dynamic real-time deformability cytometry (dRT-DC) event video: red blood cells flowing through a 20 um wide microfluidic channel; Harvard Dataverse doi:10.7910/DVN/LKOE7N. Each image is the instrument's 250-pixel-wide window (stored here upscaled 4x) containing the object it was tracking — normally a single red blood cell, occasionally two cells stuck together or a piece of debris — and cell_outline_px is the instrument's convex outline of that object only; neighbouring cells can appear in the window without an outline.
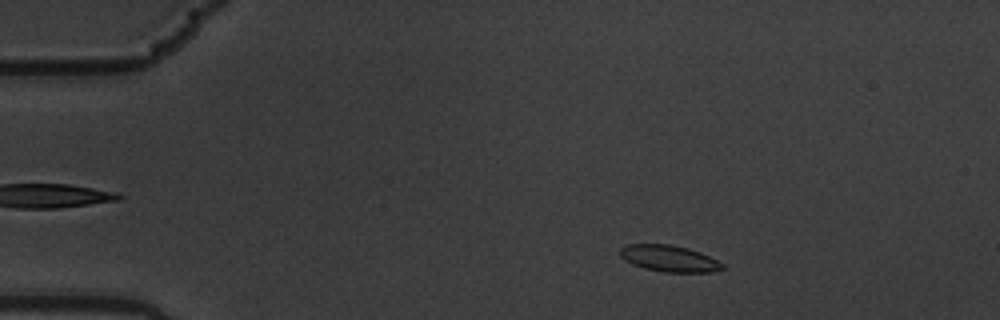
{"species": "common noctule bat (a hibernating species)", "species_latin": "Nyctalus noctula", "temperature_condition": "warm", "stored_images_in_passage": 56, "camera_frame_rate_fps": 3000, "um_per_image_px": 0.085, "animal": {"sex": "male", "body_mass_g": 19.5, "forearm_length_mm": 54.6}, "frame": {"image": 1, "passage_image": 9, "time_ms": 2.667, "image_size_px": [1000, 320], "cell_outline_px": [[728, 268], [712, 272], [664, 272], [644, 268], [632, 264], [624, 260], [620, 256], [620, 248], [624, 244], [668, 244], [688, 248], [700, 252], [724, 264]], "centroid_in_image_um": [56.88, 21.97], "position_along_channel_um": 28.1, "area_um2": 15.9}}
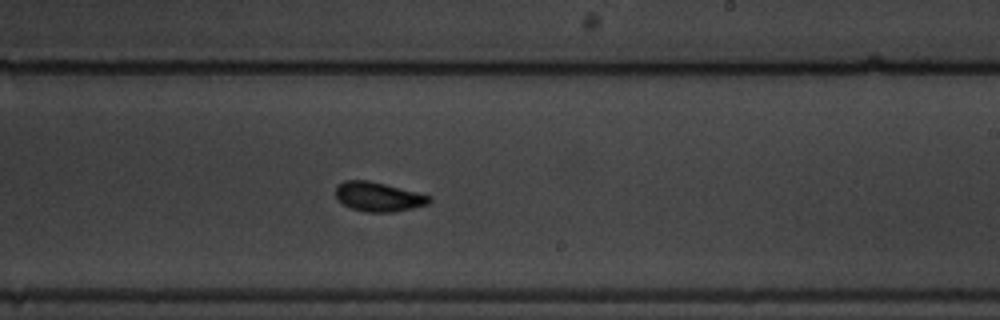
{"frame": {"image": 2, "passage_image": 34, "time_ms": 11.0, "image_size_px": [1000, 320], "cell_outline_px": [[432, 200], [428, 204], [412, 208], [392, 212], [368, 212], [352, 208], [344, 204], [336, 196], [336, 184], [344, 180], [368, 180], [432, 196]], "centroid_in_image_um": [32.16, 16.71], "position_along_channel_um": 256.8, "area_um2": 15.84}}
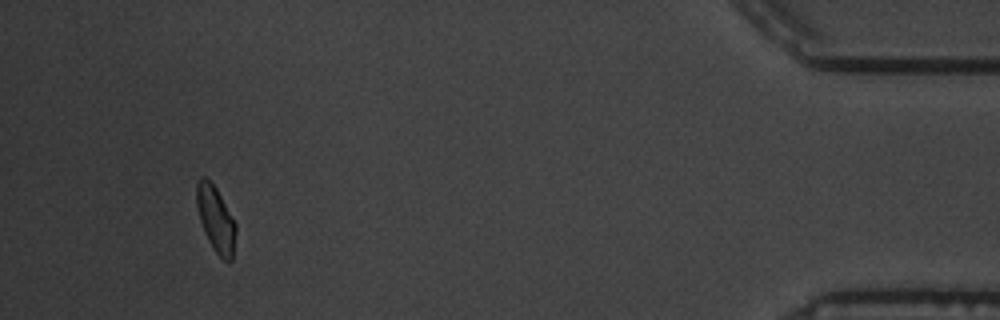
{"frame": {"image": 3, "passage_image": 53, "time_ms": 17.333, "image_size_px": [1000, 320], "cell_outline_px": [[236, 232], [232, 260], [224, 260], [212, 248], [204, 232], [200, 220], [196, 204], [196, 184], [200, 176], [204, 176], [216, 188], [236, 224]], "centroid_in_image_um": [18.32, 18.62], "position_along_channel_um": 416.9, "area_um2": 14.85}, "authors_computed_cell_mechanics": {"area_um2": 15.7216, "velocity_mm_per_s": 3.5483, "shape_relaxation_time_tau1_ms": 4.1227, "shape_relaxation_time_tau2_ms": 1.4768, "deformation_change_tau1": 0.131, "deformation_change_tau2": 0.0603}}